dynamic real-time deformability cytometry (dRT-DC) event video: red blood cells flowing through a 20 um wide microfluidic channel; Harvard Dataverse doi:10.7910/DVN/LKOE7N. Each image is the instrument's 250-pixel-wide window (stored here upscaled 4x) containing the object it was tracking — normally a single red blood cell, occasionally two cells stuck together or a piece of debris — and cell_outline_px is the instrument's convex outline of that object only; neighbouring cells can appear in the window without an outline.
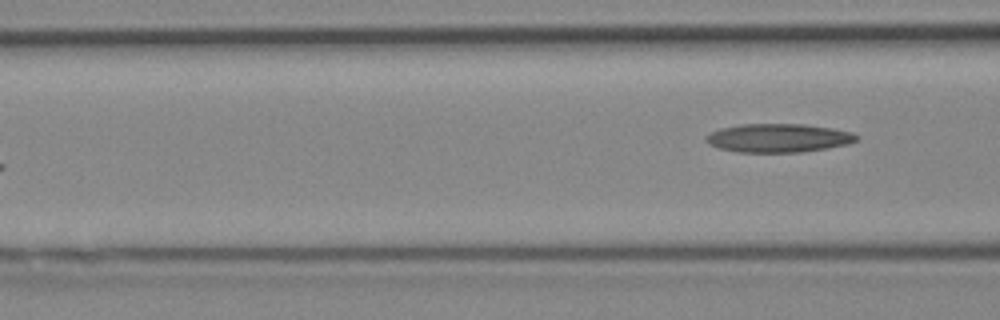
{"species": "Egyptian fruit bat (a non-hibernating species)", "species_latin": "Rousettus aegyptiacus", "temperature_condition": "cold", "stored_images_in_passage": 6, "camera_frame_rate_fps": 3000, "um_per_image_px": 0.085, "animal": {"sex": "female"}, "frame": {"image": 1, "passage_image": 6, "time_ms": 1.667, "image_size_px": [1000, 320], "cell_outline_px": [[860, 140], [848, 144], [828, 148], [800, 152], [740, 152], [720, 148], [708, 144], [704, 140], [704, 136], [720, 128], [740, 124], [804, 124], [832, 128], [852, 132], [860, 136]], "centroid_in_image_um": [66.19, 11.72], "position_along_channel_um": 100.4, "area_um2": 25.26}}